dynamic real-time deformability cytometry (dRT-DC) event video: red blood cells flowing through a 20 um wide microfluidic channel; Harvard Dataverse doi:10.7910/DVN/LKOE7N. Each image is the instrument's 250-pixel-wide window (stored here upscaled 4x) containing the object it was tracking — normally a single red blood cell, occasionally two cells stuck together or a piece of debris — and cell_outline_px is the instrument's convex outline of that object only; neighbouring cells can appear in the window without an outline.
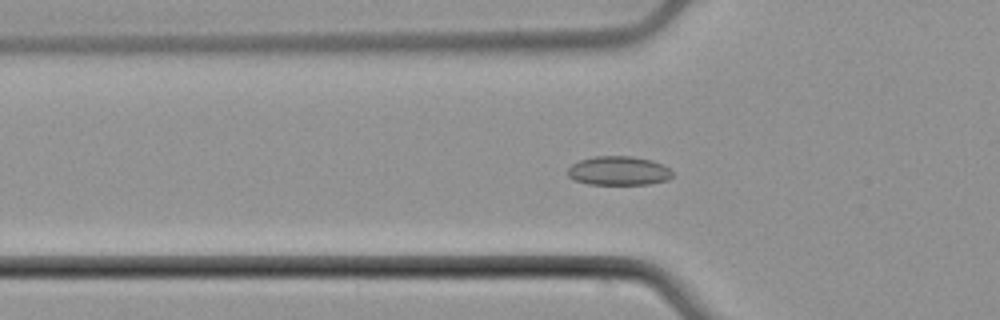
{"species": "common noctule bat (a hibernating species)", "species_latin": "Nyctalus noctula", "temperature_condition": "cold", "stored_images_in_passage": 42, "camera_frame_rate_fps": 3000, "um_per_image_px": 0.085, "animal": {"sex": "male", "body_mass_g": 21.5, "forearm_length_mm": 52.0}, "frame": {"image": 1, "passage_image": 7, "time_ms": 2.0, "image_size_px": [1000, 320], "cell_outline_px": [[672, 176], [668, 180], [648, 184], [588, 184], [572, 180], [568, 176], [568, 168], [572, 164], [580, 160], [596, 156], [632, 156], [652, 160], [664, 164], [672, 172]], "centroid_in_image_um": [52.58, 14.52], "position_along_channel_um": 73.2, "area_um2": 17.8}}
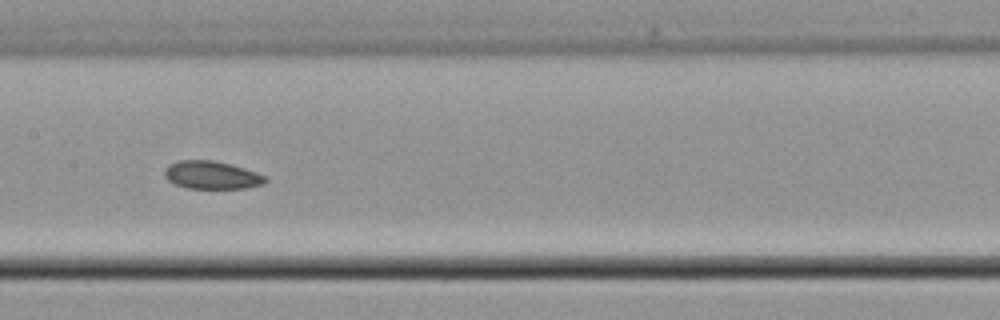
{"frame": {"image": 2, "passage_image": 16, "time_ms": 5.0, "image_size_px": [1000, 320], "cell_outline_px": [[268, 180], [260, 184], [244, 188], [184, 188], [168, 180], [164, 176], [164, 172], [168, 164], [176, 160], [212, 160], [232, 164], [256, 172], [264, 176]], "centroid_in_image_um": [17.94, 14.87], "position_along_channel_um": 189.5, "area_um2": 16.36}}
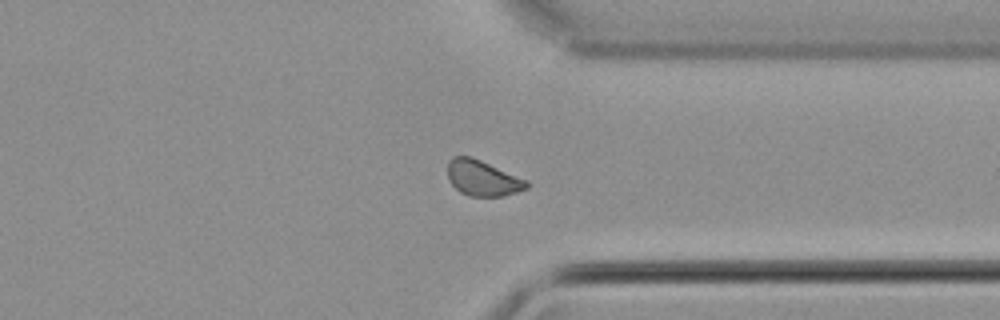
{"frame": {"image": 3, "passage_image": 30, "time_ms": 9.667, "image_size_px": [1000, 320], "cell_outline_px": [[532, 184], [528, 188], [504, 196], [468, 196], [460, 192], [448, 180], [448, 160], [452, 156], [472, 156], [528, 180]], "centroid_in_image_um": [41.04, 15.13], "position_along_channel_um": 370.4, "area_um2": 16.65}, "authors_computed_cell_mechanics": {"area_um2": 16.8487, "velocity_mm_per_s": 3.8908, "shape_relaxation_time_tau1_ms": null, "shape_relaxation_time_tau2_ms": 3.1373, "deformation_change_tau1": null, "deformation_change_tau2": 0.0394}}